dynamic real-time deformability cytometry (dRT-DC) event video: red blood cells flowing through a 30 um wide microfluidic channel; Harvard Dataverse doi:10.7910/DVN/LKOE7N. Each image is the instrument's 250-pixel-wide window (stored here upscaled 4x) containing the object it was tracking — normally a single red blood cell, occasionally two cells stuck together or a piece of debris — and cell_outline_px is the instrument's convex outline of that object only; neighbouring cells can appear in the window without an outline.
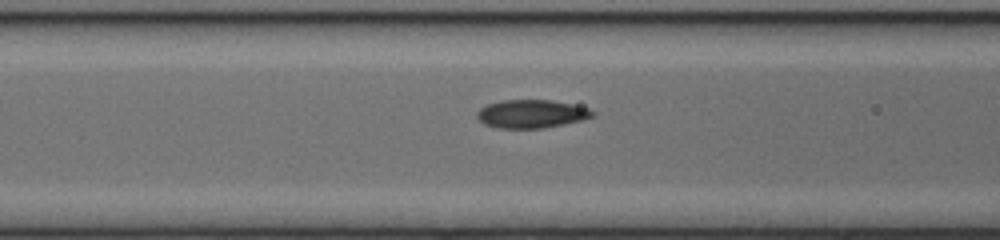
{"species": "common noctule bat (a hibernating species)", "species_latin": "Nyctalus noctula", "temperature_condition": "cold", "stored_images_in_passage": 15, "camera_frame_rate_fps": 3000, "um_per_image_px": 0.085, "animal": {"sex": "female", "body_mass_g": 17.0, "forearm_length_mm": 48.0}, "frame": {"image": 1, "passage_image": 13, "time_ms": 4.0, "image_size_px": [1000, 240], "cell_outline_px": [[596, 116], [564, 124], [544, 128], [496, 128], [484, 124], [476, 116], [476, 112], [480, 108], [488, 104], [504, 100], [552, 100], [572, 104], [588, 108], [596, 112]], "centroid_in_image_um": [45.18, 9.68], "position_along_channel_um": 121.4, "area_um2": 19.07}}